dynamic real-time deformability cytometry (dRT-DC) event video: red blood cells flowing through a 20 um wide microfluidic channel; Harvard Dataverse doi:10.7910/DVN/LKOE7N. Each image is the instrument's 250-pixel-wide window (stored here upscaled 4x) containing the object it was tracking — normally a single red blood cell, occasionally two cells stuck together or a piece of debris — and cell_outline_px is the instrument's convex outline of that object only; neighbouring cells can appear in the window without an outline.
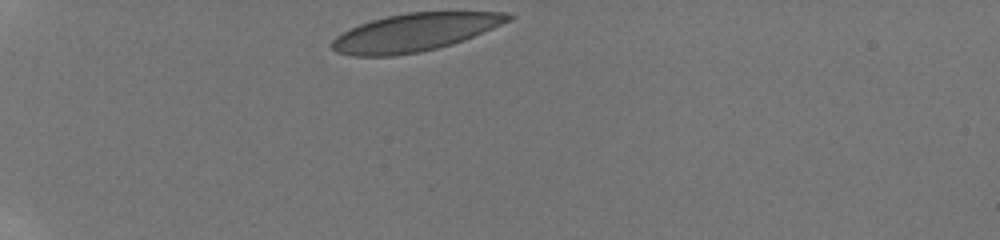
{"species": "human", "species_latin": "Homo sapiens", "temperature_condition": "room temperature", "stored_images_in_passage": 14, "camera_frame_rate_fps": 3000, "um_per_image_px": 0.085, "donor": {"sex": "male"}, "frame": {"image": 1, "passage_image": 1, "time_ms": 0.0, "image_size_px": [1000, 240], "cell_outline_px": [[516, 16], [512, 20], [472, 36], [436, 48], [420, 52], [392, 56], [352, 56], [336, 52], [332, 48], [332, 40], [336, 36], [360, 24], [372, 20], [388, 16], [408, 12], [508, 12]], "centroid_in_image_um": [35.25, 2.75], "position_along_channel_um": 49.8, "area_um2": 38.32}}
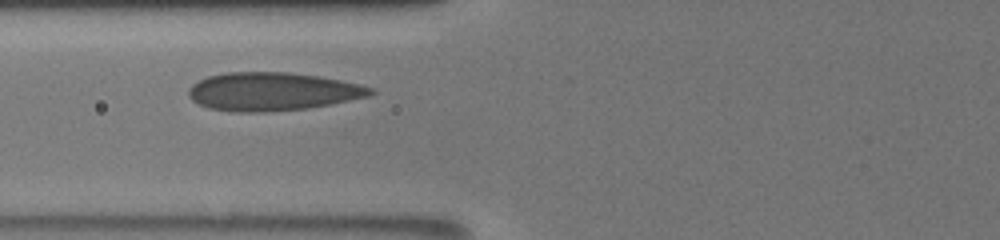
{"frame": {"image": 2, "passage_image": 9, "time_ms": 2.667, "image_size_px": [1000, 240], "cell_outline_px": [[376, 92], [368, 96], [308, 108], [264, 112], [232, 112], [208, 108], [192, 100], [188, 96], [188, 88], [192, 84], [208, 76], [228, 72], [288, 72], [316, 76], [340, 80], [360, 84], [372, 88]], "centroid_in_image_um": [23.11, 7.78], "position_along_channel_um": 102.7, "area_um2": 40.4}}
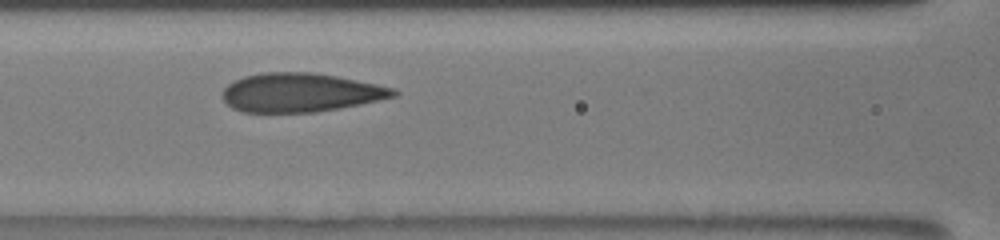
{"frame": {"image": 3, "passage_image": 12, "time_ms": 3.667, "image_size_px": [1000, 240], "cell_outline_px": [[400, 92], [396, 96], [360, 104], [340, 108], [316, 112], [244, 112], [232, 108], [220, 96], [224, 88], [228, 84], [244, 76], [264, 72], [312, 72], [336, 76], [396, 88]], "centroid_in_image_um": [25.54, 7.86], "position_along_channel_um": 141.1, "area_um2": 38.73}}